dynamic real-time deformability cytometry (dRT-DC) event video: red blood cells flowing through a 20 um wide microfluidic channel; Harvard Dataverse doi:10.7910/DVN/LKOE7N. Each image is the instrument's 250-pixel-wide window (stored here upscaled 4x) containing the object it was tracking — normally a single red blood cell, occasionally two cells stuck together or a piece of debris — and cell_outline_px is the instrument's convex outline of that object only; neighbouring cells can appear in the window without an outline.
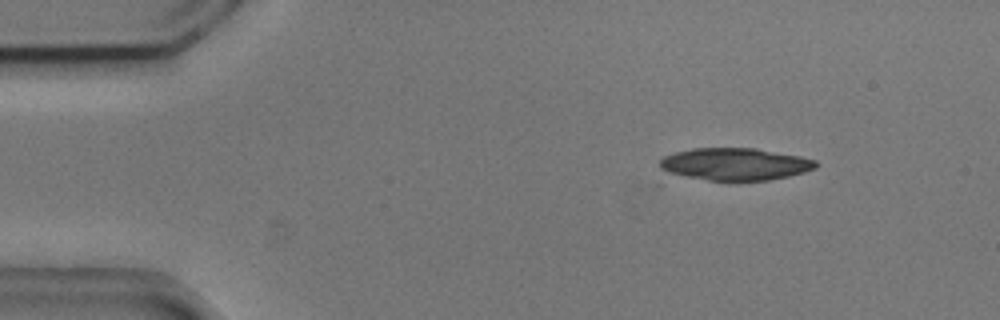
{"species": "common noctule bat (a hibernating species)", "species_latin": "Nyctalus noctula", "temperature_condition": "cold", "stored_images_in_passage": 11, "camera_frame_rate_fps": 3000, "um_per_image_px": 0.085, "animal": {"sex": "male", "body_mass_g": 20.5, "forearm_length_mm": 52.5}, "frame": {"image": 1, "passage_image": 6, "time_ms": 1.667, "image_size_px": [1000, 320], "cell_outline_px": [[820, 164], [816, 168], [804, 172], [788, 176], [768, 180], [708, 180], [664, 176], [660, 168], [660, 160], [664, 156], [676, 152], [692, 148], [756, 148], [800, 156], [816, 160]], "centroid_in_image_um": [62.38, 13.96], "position_along_channel_um": 22.6, "area_um2": 30.0}}